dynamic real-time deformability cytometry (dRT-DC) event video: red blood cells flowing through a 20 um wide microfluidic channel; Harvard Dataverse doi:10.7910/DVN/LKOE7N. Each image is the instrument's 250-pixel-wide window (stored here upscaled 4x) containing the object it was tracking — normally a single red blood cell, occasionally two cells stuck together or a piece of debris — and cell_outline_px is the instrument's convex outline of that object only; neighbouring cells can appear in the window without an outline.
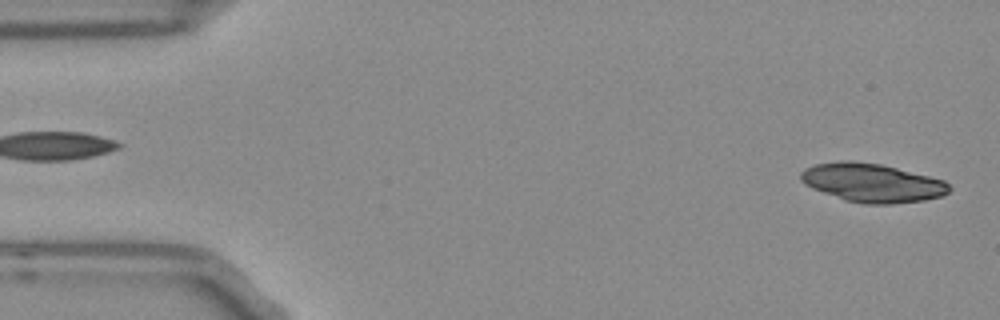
{"species": "Egyptian fruit bat (a non-hibernating species)", "species_latin": "Rousettus aegyptiacus", "temperature_condition": "room temperature", "stored_images_in_passage": 25, "camera_frame_rate_fps": 3000, "um_per_image_px": 0.085, "frame": {"image": 1, "passage_image": 1, "time_ms": 0.0, "image_size_px": [1000, 320], "cell_outline_px": [[952, 188], [944, 196], [924, 200], [892, 204], [868, 204], [844, 200], [812, 188], [804, 184], [800, 180], [800, 172], [804, 168], [816, 164], [840, 160], [852, 160], [880, 164], [944, 180]], "centroid_in_image_um": [74.11, 15.53], "position_along_channel_um": 10.9, "area_um2": 33.47}}
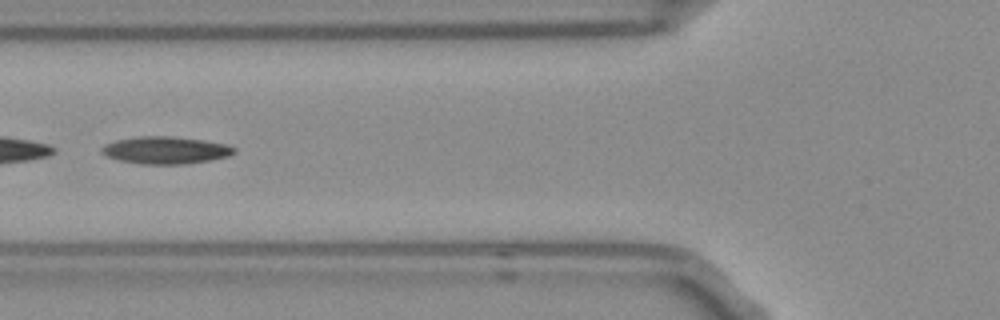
{"frame": {"image": 2, "passage_image": 19, "time_ms": 6.0, "image_size_px": [1000, 320], "cell_outline_px": [[236, 152], [228, 156], [212, 160], [184, 164], [140, 164], [120, 160], [108, 156], [100, 152], [100, 148], [104, 144], [116, 140], [140, 136], [172, 136], [204, 140], [228, 144], [236, 148]], "centroid_in_image_um": [14.1, 12.76], "position_along_channel_um": 111.7, "area_um2": 21.21}}